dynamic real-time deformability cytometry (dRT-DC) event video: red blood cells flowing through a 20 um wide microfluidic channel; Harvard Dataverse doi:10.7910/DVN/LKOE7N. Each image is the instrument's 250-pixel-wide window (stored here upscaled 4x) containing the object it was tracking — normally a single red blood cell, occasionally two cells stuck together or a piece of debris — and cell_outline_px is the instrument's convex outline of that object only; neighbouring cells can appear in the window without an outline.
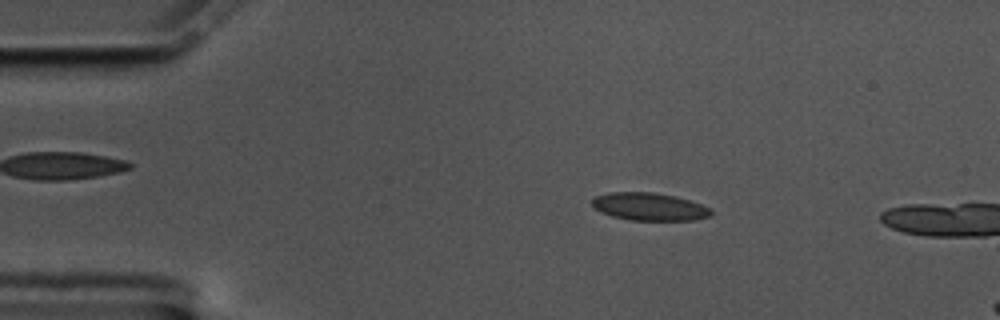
{"species": "common noctule bat (a hibernating species)", "species_latin": "Nyctalus noctula", "temperature_condition": "cold", "stored_images_in_passage": 15, "camera_frame_rate_fps": 3000, "um_per_image_px": 0.085, "animal": {"sex": "male", "body_mass_g": 17.5, "forearm_length_mm": 52.3}, "frame": {"image": 1, "passage_image": 11, "time_ms": 3.333, "image_size_px": [1000, 320], "cell_outline_px": [[712, 212], [708, 216], [692, 220], [628, 220], [612, 216], [600, 212], [592, 208], [592, 200], [596, 196], [608, 192], [652, 192], [676, 196], [712, 208]], "centroid_in_image_um": [55.15, 17.56], "position_along_channel_um": 29.9, "area_um2": 19.25}}